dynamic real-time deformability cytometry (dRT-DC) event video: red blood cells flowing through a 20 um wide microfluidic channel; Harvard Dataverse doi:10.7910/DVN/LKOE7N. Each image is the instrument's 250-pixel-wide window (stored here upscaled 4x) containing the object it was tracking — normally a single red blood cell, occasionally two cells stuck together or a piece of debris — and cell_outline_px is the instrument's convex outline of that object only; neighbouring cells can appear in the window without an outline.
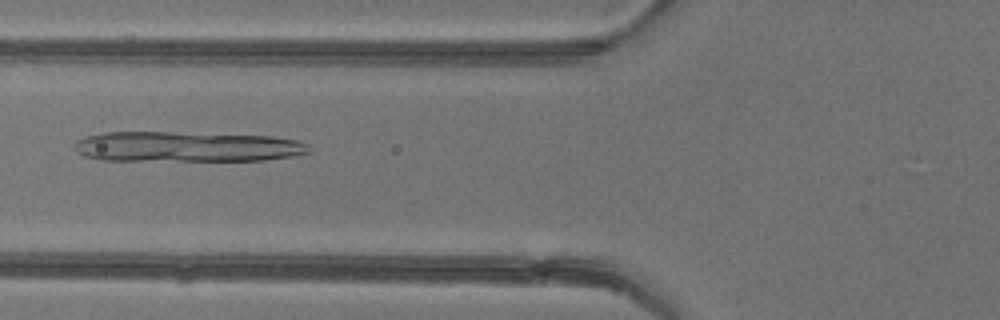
{"species": "common noctule bat (a hibernating species)", "species_latin": "Nyctalus noctula", "temperature_condition": "warm", "stored_images_in_passage": 6, "camera_frame_rate_fps": 3000, "um_per_image_px": 0.085, "animal": {"sex": "female"}, "frame": {"image": 1, "passage_image": 5, "time_ms": 4.667, "image_size_px": [1000, 320], "cell_outline_px": [[308, 152], [292, 156], [264, 160], [100, 160], [84, 156], [76, 152], [72, 148], [72, 144], [76, 140], [84, 136], [104, 132], [168, 132], [272, 136], [300, 140], [308, 144]], "centroid_in_image_um": [15.79, 12.46], "position_along_channel_um": 110.0, "area_um2": 41.56}}
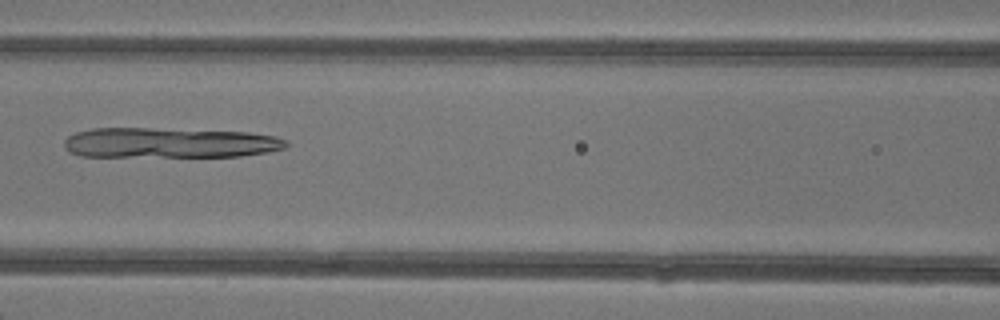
{"frame": {"image": 2, "passage_image": 6, "time_ms": 5.667, "image_size_px": [1000, 320], "cell_outline_px": [[288, 144], [284, 148], [268, 152], [240, 156], [80, 156], [68, 152], [64, 148], [64, 140], [68, 136], [76, 132], [92, 128], [152, 128], [248, 132], [276, 136], [288, 140]], "centroid_in_image_um": [14.39, 12.13], "position_along_channel_um": 152.2, "area_um2": 39.25}}